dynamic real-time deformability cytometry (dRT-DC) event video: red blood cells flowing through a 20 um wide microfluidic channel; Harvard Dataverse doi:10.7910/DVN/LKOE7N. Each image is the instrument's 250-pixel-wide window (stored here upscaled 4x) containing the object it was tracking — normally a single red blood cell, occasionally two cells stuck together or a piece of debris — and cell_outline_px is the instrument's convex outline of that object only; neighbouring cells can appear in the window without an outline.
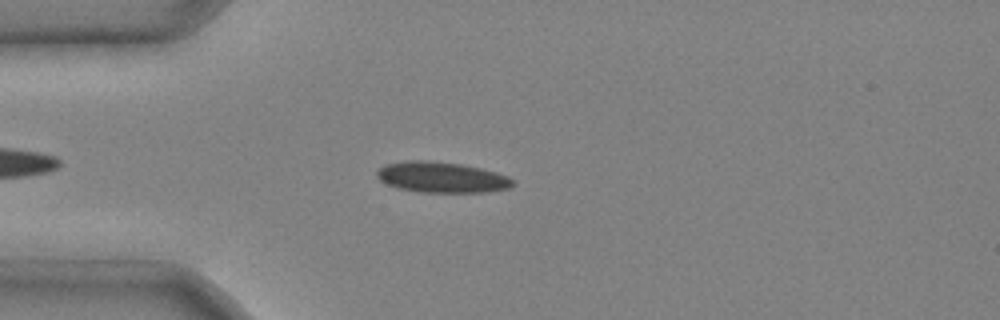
{"species": "common noctule bat (a hibernating species)", "species_latin": "Nyctalus noctula", "temperature_condition": "cold", "stored_images_in_passage": 2, "camera_frame_rate_fps": 3000, "um_per_image_px": 0.085, "animal": {"sex": "male", "body_mass_g": 20.4}, "frame": {"image": 1, "passage_image": 2, "time_ms": 0.333, "image_size_px": [1000, 320], "cell_outline_px": [[516, 184], [512, 188], [488, 192], [420, 192], [400, 188], [388, 184], [380, 180], [376, 176], [376, 172], [384, 164], [404, 160], [428, 160], [460, 164], [480, 168], [496, 172], [508, 176]], "centroid_in_image_um": [37.56, 15.06], "position_along_channel_um": 47.4, "area_um2": 24.45}}